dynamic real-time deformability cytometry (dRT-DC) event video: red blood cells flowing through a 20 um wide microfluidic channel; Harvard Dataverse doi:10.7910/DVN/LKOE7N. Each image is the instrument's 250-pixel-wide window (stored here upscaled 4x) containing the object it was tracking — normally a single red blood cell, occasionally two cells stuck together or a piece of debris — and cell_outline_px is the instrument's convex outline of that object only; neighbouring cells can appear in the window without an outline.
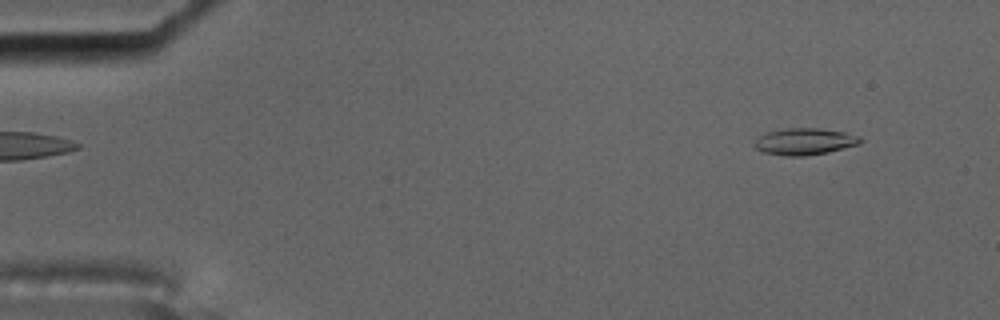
{"species": "common noctule bat (a hibernating species)", "species_latin": "Nyctalus noctula", "temperature_condition": "cold", "stored_images_in_passage": 4, "camera_frame_rate_fps": 3000, "um_per_image_px": 0.085, "animal": {"sex": "male", "body_mass_g": 17.5, "forearm_length_mm": 52.3}, "frame": {"image": 1, "passage_image": 1, "time_ms": 0.0, "image_size_px": [1000, 320], "cell_outline_px": [[864, 140], [860, 144], [828, 152], [804, 156], [784, 156], [764, 152], [756, 148], [752, 144], [760, 136], [768, 132], [788, 128], [820, 128], [844, 132], [860, 136]], "centroid_in_image_um": [68.43, 12.03], "position_along_channel_um": 16.6, "area_um2": 16.47}}